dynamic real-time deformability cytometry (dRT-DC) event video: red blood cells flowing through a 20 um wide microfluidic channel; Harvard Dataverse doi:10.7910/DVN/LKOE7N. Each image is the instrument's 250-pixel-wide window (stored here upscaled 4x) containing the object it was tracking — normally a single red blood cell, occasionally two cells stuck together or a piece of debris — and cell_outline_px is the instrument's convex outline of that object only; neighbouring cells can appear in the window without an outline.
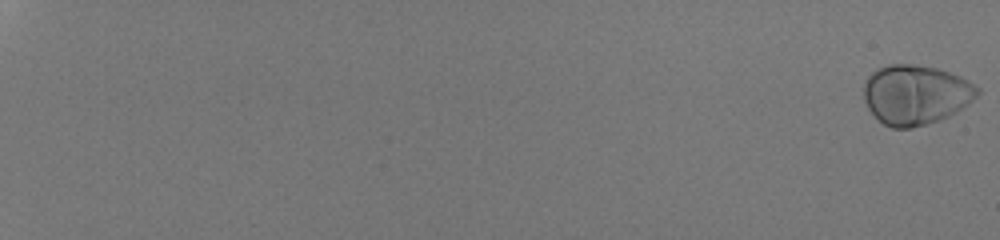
{"species": "human", "species_latin": "Homo sapiens", "temperature_condition": "room temperature", "stored_images_in_passage": 56, "camera_frame_rate_fps": 3000, "um_per_image_px": 0.085, "donor": {"sex": "male"}, "frame": {"image": 1, "passage_image": 1, "time_ms": 0.0, "image_size_px": [1000, 240], "cell_outline_px": [[980, 92], [968, 104], [956, 112], [940, 120], [912, 128], [892, 128], [884, 124], [868, 108], [864, 100], [864, 84], [868, 76], [876, 68], [888, 64], [916, 64], [936, 68], [960, 76], [968, 80], [980, 88]], "centroid_in_image_um": [77.83, 8.03], "position_along_channel_um": 7.2, "area_um2": 39.59}}
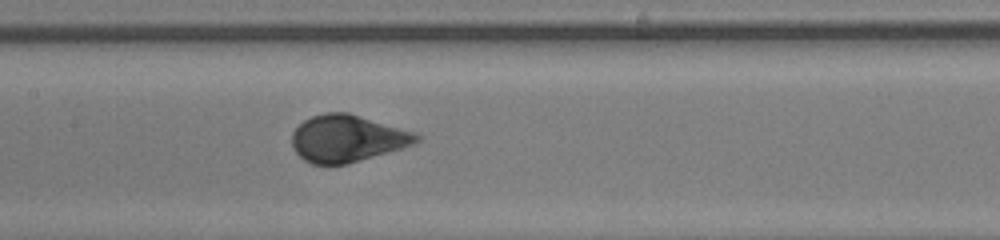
{"frame": {"image": 2, "passage_image": 34, "time_ms": 11.0, "image_size_px": [1000, 240], "cell_outline_px": [[420, 140], [412, 144], [400, 148], [348, 164], [312, 164], [304, 160], [292, 148], [292, 132], [304, 120], [312, 116], [324, 112], [348, 112], [416, 132], [420, 136]], "centroid_in_image_um": [29.5, 11.76], "position_along_channel_um": 177.9, "area_um2": 33.99}}
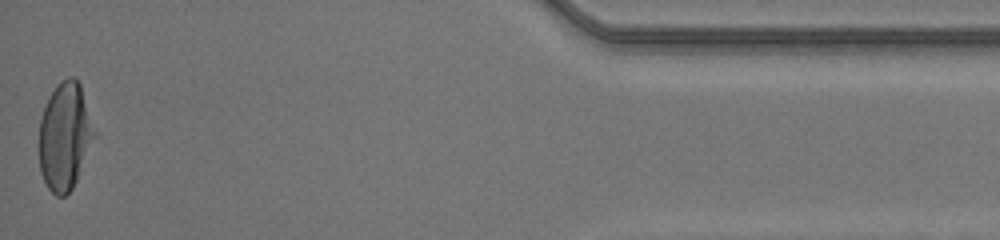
{"frame": {"image": 3, "passage_image": 56, "time_ms": 18.333, "image_size_px": [1000, 240], "cell_outline_px": [[96, 136], [76, 180], [72, 188], [64, 196], [56, 196], [48, 188], [40, 172], [40, 120], [44, 108], [56, 84], [68, 76], [76, 76], [80, 84], [96, 132]], "centroid_in_image_um": [5.53, 11.56], "position_along_channel_um": 429.7, "area_um2": 34.33}, "authors_computed_cell_mechanics": {"area_um2": 35.7493, "velocity_mm_per_s": 4.1985, "shape_relaxation_time_tau1_ms": 2.6588, "shape_relaxation_time_tau2_ms": null, "deformation_change_tau1": 0.1842, "deformation_change_tau2": null}}